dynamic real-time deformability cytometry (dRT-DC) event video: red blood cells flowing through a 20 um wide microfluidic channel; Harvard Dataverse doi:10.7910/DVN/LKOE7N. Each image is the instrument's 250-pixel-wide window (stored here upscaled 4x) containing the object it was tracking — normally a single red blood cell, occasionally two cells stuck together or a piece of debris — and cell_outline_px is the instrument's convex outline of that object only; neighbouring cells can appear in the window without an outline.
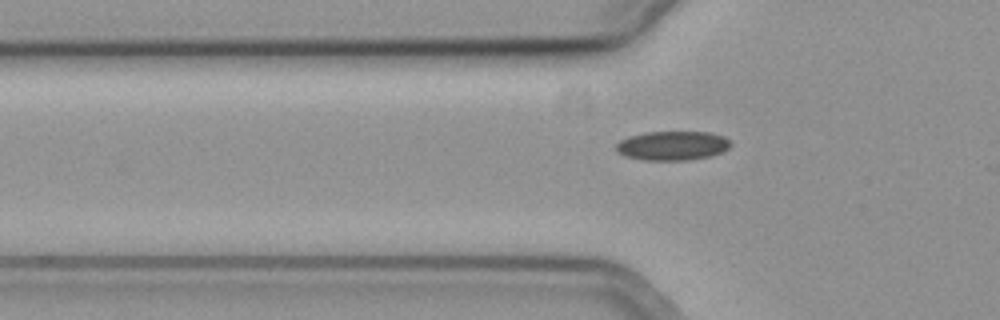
{"species": "common noctule bat (a hibernating species)", "species_latin": "Nyctalus noctula", "temperature_condition": "cold", "stored_images_in_passage": 13, "camera_frame_rate_fps": 3000, "um_per_image_px": 0.085, "animal": {"sex": "female", "body_mass_g": 19.3, "forearm_length_mm": 54.1}, "frame": {"image": 1, "passage_image": 3, "time_ms": 0.667, "image_size_px": [1000, 320], "cell_outline_px": [[732, 144], [728, 148], [720, 152], [708, 156], [688, 160], [644, 160], [624, 156], [616, 152], [616, 144], [620, 140], [628, 136], [648, 132], [708, 132], [724, 136]], "centroid_in_image_um": [57.12, 12.38], "position_along_channel_um": 68.7, "area_um2": 19.42}}
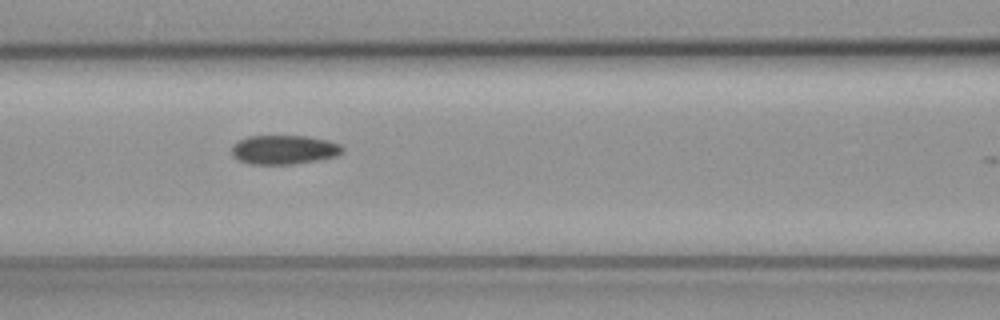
{"frame": {"image": 2, "passage_image": 9, "time_ms": 2.667, "image_size_px": [1000, 320], "cell_outline_px": [[344, 152], [336, 156], [316, 160], [292, 164], [252, 164], [240, 160], [232, 156], [232, 144], [248, 136], [308, 136], [328, 140], [340, 144], [344, 148]], "centroid_in_image_um": [24.16, 12.71], "position_along_channel_um": 142.4, "area_um2": 18.79}}
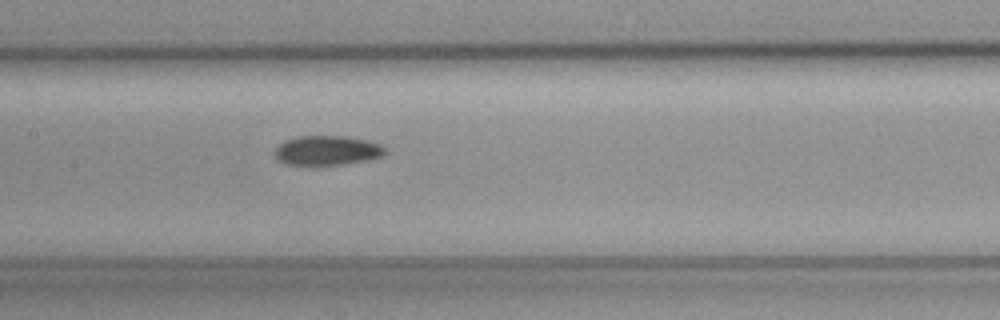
{"frame": {"image": 3, "passage_image": 12, "time_ms": 3.667, "image_size_px": [1000, 320], "cell_outline_px": [[384, 156], [364, 160], [340, 164], [312, 168], [288, 164], [280, 160], [276, 156], [276, 148], [284, 140], [296, 136], [344, 136], [364, 140], [380, 144], [384, 148]], "centroid_in_image_um": [27.75, 12.82], "position_along_channel_um": 179.7, "area_um2": 19.19}}